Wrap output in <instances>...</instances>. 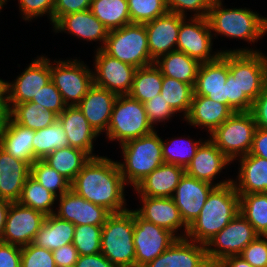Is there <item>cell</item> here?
Returning <instances> with one entry per match:
<instances>
[{
    "label": "cell",
    "instance_id": "obj_1",
    "mask_svg": "<svg viewBox=\"0 0 267 267\" xmlns=\"http://www.w3.org/2000/svg\"><path fill=\"white\" fill-rule=\"evenodd\" d=\"M117 159L104 156L91 157L71 183V189L79 196L110 213H119L130 208L127 204V189ZM130 205V206H129Z\"/></svg>",
    "mask_w": 267,
    "mask_h": 267
},
{
    "label": "cell",
    "instance_id": "obj_2",
    "mask_svg": "<svg viewBox=\"0 0 267 267\" xmlns=\"http://www.w3.org/2000/svg\"><path fill=\"white\" fill-rule=\"evenodd\" d=\"M224 0H214L208 13V21L211 27L213 39L241 40L244 47L229 48V52H258V42L267 37V15H261L255 9L249 7L230 6L228 8ZM227 6V7H226ZM219 37V38H218ZM264 38V39H263ZM256 44V45H255ZM250 45V46H249ZM252 45V47H251Z\"/></svg>",
    "mask_w": 267,
    "mask_h": 267
},
{
    "label": "cell",
    "instance_id": "obj_3",
    "mask_svg": "<svg viewBox=\"0 0 267 267\" xmlns=\"http://www.w3.org/2000/svg\"><path fill=\"white\" fill-rule=\"evenodd\" d=\"M239 213V194L233 183L215 187L199 216L189 225L186 238L206 245Z\"/></svg>",
    "mask_w": 267,
    "mask_h": 267
},
{
    "label": "cell",
    "instance_id": "obj_4",
    "mask_svg": "<svg viewBox=\"0 0 267 267\" xmlns=\"http://www.w3.org/2000/svg\"><path fill=\"white\" fill-rule=\"evenodd\" d=\"M158 132L159 129L116 147L121 149L119 155L122 159L117 160V163L122 177L130 189L164 163L162 135L160 136Z\"/></svg>",
    "mask_w": 267,
    "mask_h": 267
},
{
    "label": "cell",
    "instance_id": "obj_5",
    "mask_svg": "<svg viewBox=\"0 0 267 267\" xmlns=\"http://www.w3.org/2000/svg\"><path fill=\"white\" fill-rule=\"evenodd\" d=\"M228 68L239 86L240 112H250L267 81L266 51L228 52Z\"/></svg>",
    "mask_w": 267,
    "mask_h": 267
},
{
    "label": "cell",
    "instance_id": "obj_6",
    "mask_svg": "<svg viewBox=\"0 0 267 267\" xmlns=\"http://www.w3.org/2000/svg\"><path fill=\"white\" fill-rule=\"evenodd\" d=\"M134 210L111 213L102 226L101 253L117 267H135Z\"/></svg>",
    "mask_w": 267,
    "mask_h": 267
},
{
    "label": "cell",
    "instance_id": "obj_7",
    "mask_svg": "<svg viewBox=\"0 0 267 267\" xmlns=\"http://www.w3.org/2000/svg\"><path fill=\"white\" fill-rule=\"evenodd\" d=\"M155 130L149 122L143 103L129 95H118L104 142H115L114 144L119 146L131 139L151 134Z\"/></svg>",
    "mask_w": 267,
    "mask_h": 267
},
{
    "label": "cell",
    "instance_id": "obj_8",
    "mask_svg": "<svg viewBox=\"0 0 267 267\" xmlns=\"http://www.w3.org/2000/svg\"><path fill=\"white\" fill-rule=\"evenodd\" d=\"M78 57L50 58L51 81L67 106H77L94 85L93 69Z\"/></svg>",
    "mask_w": 267,
    "mask_h": 267
},
{
    "label": "cell",
    "instance_id": "obj_9",
    "mask_svg": "<svg viewBox=\"0 0 267 267\" xmlns=\"http://www.w3.org/2000/svg\"><path fill=\"white\" fill-rule=\"evenodd\" d=\"M103 50L108 55L136 68L146 67L155 63L150 56L144 24L131 23L121 28L110 30Z\"/></svg>",
    "mask_w": 267,
    "mask_h": 267
},
{
    "label": "cell",
    "instance_id": "obj_10",
    "mask_svg": "<svg viewBox=\"0 0 267 267\" xmlns=\"http://www.w3.org/2000/svg\"><path fill=\"white\" fill-rule=\"evenodd\" d=\"M257 125L250 112L233 113L208 138L232 162L249 154Z\"/></svg>",
    "mask_w": 267,
    "mask_h": 267
},
{
    "label": "cell",
    "instance_id": "obj_11",
    "mask_svg": "<svg viewBox=\"0 0 267 267\" xmlns=\"http://www.w3.org/2000/svg\"><path fill=\"white\" fill-rule=\"evenodd\" d=\"M48 56L44 53L37 55L12 80H2V91L8 104L30 102L51 81Z\"/></svg>",
    "mask_w": 267,
    "mask_h": 267
},
{
    "label": "cell",
    "instance_id": "obj_12",
    "mask_svg": "<svg viewBox=\"0 0 267 267\" xmlns=\"http://www.w3.org/2000/svg\"><path fill=\"white\" fill-rule=\"evenodd\" d=\"M214 41L207 17H184L180 25L176 50L184 52L200 63L212 62L221 53L229 52L227 47L214 49L216 44Z\"/></svg>",
    "mask_w": 267,
    "mask_h": 267
},
{
    "label": "cell",
    "instance_id": "obj_13",
    "mask_svg": "<svg viewBox=\"0 0 267 267\" xmlns=\"http://www.w3.org/2000/svg\"><path fill=\"white\" fill-rule=\"evenodd\" d=\"M257 236L253 226L239 212L205 245L208 260L219 263L226 257L240 255Z\"/></svg>",
    "mask_w": 267,
    "mask_h": 267
},
{
    "label": "cell",
    "instance_id": "obj_14",
    "mask_svg": "<svg viewBox=\"0 0 267 267\" xmlns=\"http://www.w3.org/2000/svg\"><path fill=\"white\" fill-rule=\"evenodd\" d=\"M92 69L94 85L118 95H128L136 67L108 55L103 49L94 50Z\"/></svg>",
    "mask_w": 267,
    "mask_h": 267
},
{
    "label": "cell",
    "instance_id": "obj_15",
    "mask_svg": "<svg viewBox=\"0 0 267 267\" xmlns=\"http://www.w3.org/2000/svg\"><path fill=\"white\" fill-rule=\"evenodd\" d=\"M176 239L172 232L144 220L134 211L135 267H143L156 259Z\"/></svg>",
    "mask_w": 267,
    "mask_h": 267
},
{
    "label": "cell",
    "instance_id": "obj_16",
    "mask_svg": "<svg viewBox=\"0 0 267 267\" xmlns=\"http://www.w3.org/2000/svg\"><path fill=\"white\" fill-rule=\"evenodd\" d=\"M230 166L232 167V162L209 138H207L199 146L196 155L193 157L190 164L185 168V173L188 176L208 182L218 187L232 182L233 176H229L227 173V169L231 168ZM223 170H226V172ZM221 175H223V178L219 180Z\"/></svg>",
    "mask_w": 267,
    "mask_h": 267
},
{
    "label": "cell",
    "instance_id": "obj_17",
    "mask_svg": "<svg viewBox=\"0 0 267 267\" xmlns=\"http://www.w3.org/2000/svg\"><path fill=\"white\" fill-rule=\"evenodd\" d=\"M139 201L132 208L141 218L172 232L177 238H185L188 226L172 198L135 196Z\"/></svg>",
    "mask_w": 267,
    "mask_h": 267
},
{
    "label": "cell",
    "instance_id": "obj_18",
    "mask_svg": "<svg viewBox=\"0 0 267 267\" xmlns=\"http://www.w3.org/2000/svg\"><path fill=\"white\" fill-rule=\"evenodd\" d=\"M50 28L54 35L64 33L82 43L90 42L93 45L95 42V50L103 49L109 32L90 9L64 15Z\"/></svg>",
    "mask_w": 267,
    "mask_h": 267
},
{
    "label": "cell",
    "instance_id": "obj_19",
    "mask_svg": "<svg viewBox=\"0 0 267 267\" xmlns=\"http://www.w3.org/2000/svg\"><path fill=\"white\" fill-rule=\"evenodd\" d=\"M45 217L42 212L11 202L1 241L20 247L29 245Z\"/></svg>",
    "mask_w": 267,
    "mask_h": 267
},
{
    "label": "cell",
    "instance_id": "obj_20",
    "mask_svg": "<svg viewBox=\"0 0 267 267\" xmlns=\"http://www.w3.org/2000/svg\"><path fill=\"white\" fill-rule=\"evenodd\" d=\"M54 214L75 226L85 224L103 226L111 213L104 207L87 201L70 189L57 198Z\"/></svg>",
    "mask_w": 267,
    "mask_h": 267
},
{
    "label": "cell",
    "instance_id": "obj_21",
    "mask_svg": "<svg viewBox=\"0 0 267 267\" xmlns=\"http://www.w3.org/2000/svg\"><path fill=\"white\" fill-rule=\"evenodd\" d=\"M215 187L208 182L188 176L186 173L180 178L171 198L188 227L199 216L207 197Z\"/></svg>",
    "mask_w": 267,
    "mask_h": 267
},
{
    "label": "cell",
    "instance_id": "obj_22",
    "mask_svg": "<svg viewBox=\"0 0 267 267\" xmlns=\"http://www.w3.org/2000/svg\"><path fill=\"white\" fill-rule=\"evenodd\" d=\"M228 73V52L221 53L215 61L201 63L194 86V95L205 96L214 102L227 105L225 83Z\"/></svg>",
    "mask_w": 267,
    "mask_h": 267
},
{
    "label": "cell",
    "instance_id": "obj_23",
    "mask_svg": "<svg viewBox=\"0 0 267 267\" xmlns=\"http://www.w3.org/2000/svg\"><path fill=\"white\" fill-rule=\"evenodd\" d=\"M184 17L167 12L144 24L148 37L151 58L156 61L160 56L176 50L181 21Z\"/></svg>",
    "mask_w": 267,
    "mask_h": 267
},
{
    "label": "cell",
    "instance_id": "obj_24",
    "mask_svg": "<svg viewBox=\"0 0 267 267\" xmlns=\"http://www.w3.org/2000/svg\"><path fill=\"white\" fill-rule=\"evenodd\" d=\"M208 262L206 246L185 237L143 267H204Z\"/></svg>",
    "mask_w": 267,
    "mask_h": 267
},
{
    "label": "cell",
    "instance_id": "obj_25",
    "mask_svg": "<svg viewBox=\"0 0 267 267\" xmlns=\"http://www.w3.org/2000/svg\"><path fill=\"white\" fill-rule=\"evenodd\" d=\"M58 120L63 125L69 146L81 149L87 152L91 157L101 155L99 152L96 154L95 146L98 144L97 138L102 137L94 131L77 106H67L65 110L58 115Z\"/></svg>",
    "mask_w": 267,
    "mask_h": 267
},
{
    "label": "cell",
    "instance_id": "obj_26",
    "mask_svg": "<svg viewBox=\"0 0 267 267\" xmlns=\"http://www.w3.org/2000/svg\"><path fill=\"white\" fill-rule=\"evenodd\" d=\"M117 95L93 85L82 98L77 107L99 135H105Z\"/></svg>",
    "mask_w": 267,
    "mask_h": 267
},
{
    "label": "cell",
    "instance_id": "obj_27",
    "mask_svg": "<svg viewBox=\"0 0 267 267\" xmlns=\"http://www.w3.org/2000/svg\"><path fill=\"white\" fill-rule=\"evenodd\" d=\"M233 113L225 104L214 102L205 96L193 95L189 112L183 121L190 128L202 129L201 131L208 137Z\"/></svg>",
    "mask_w": 267,
    "mask_h": 267
},
{
    "label": "cell",
    "instance_id": "obj_28",
    "mask_svg": "<svg viewBox=\"0 0 267 267\" xmlns=\"http://www.w3.org/2000/svg\"><path fill=\"white\" fill-rule=\"evenodd\" d=\"M234 162L238 168L232 183L238 194L267 193V159L247 154Z\"/></svg>",
    "mask_w": 267,
    "mask_h": 267
},
{
    "label": "cell",
    "instance_id": "obj_29",
    "mask_svg": "<svg viewBox=\"0 0 267 267\" xmlns=\"http://www.w3.org/2000/svg\"><path fill=\"white\" fill-rule=\"evenodd\" d=\"M184 173L183 167L163 163L132 189L133 194L135 196L171 198Z\"/></svg>",
    "mask_w": 267,
    "mask_h": 267
},
{
    "label": "cell",
    "instance_id": "obj_30",
    "mask_svg": "<svg viewBox=\"0 0 267 267\" xmlns=\"http://www.w3.org/2000/svg\"><path fill=\"white\" fill-rule=\"evenodd\" d=\"M30 175V165L16 159L0 146V198L17 202Z\"/></svg>",
    "mask_w": 267,
    "mask_h": 267
},
{
    "label": "cell",
    "instance_id": "obj_31",
    "mask_svg": "<svg viewBox=\"0 0 267 267\" xmlns=\"http://www.w3.org/2000/svg\"><path fill=\"white\" fill-rule=\"evenodd\" d=\"M35 131L15 123L10 117L0 137V146L16 159L26 161L30 166L34 157L32 141Z\"/></svg>",
    "mask_w": 267,
    "mask_h": 267
},
{
    "label": "cell",
    "instance_id": "obj_32",
    "mask_svg": "<svg viewBox=\"0 0 267 267\" xmlns=\"http://www.w3.org/2000/svg\"><path fill=\"white\" fill-rule=\"evenodd\" d=\"M75 225L61 219L55 214L45 217L40 230L35 235L32 244L50 251L73 243Z\"/></svg>",
    "mask_w": 267,
    "mask_h": 267
},
{
    "label": "cell",
    "instance_id": "obj_33",
    "mask_svg": "<svg viewBox=\"0 0 267 267\" xmlns=\"http://www.w3.org/2000/svg\"><path fill=\"white\" fill-rule=\"evenodd\" d=\"M163 76L195 86L201 63L181 51H172L160 56L154 63Z\"/></svg>",
    "mask_w": 267,
    "mask_h": 267
},
{
    "label": "cell",
    "instance_id": "obj_34",
    "mask_svg": "<svg viewBox=\"0 0 267 267\" xmlns=\"http://www.w3.org/2000/svg\"><path fill=\"white\" fill-rule=\"evenodd\" d=\"M162 137V154L164 163L175 164L184 169L190 164L193 157L196 155L199 146L208 138L197 136L195 139L189 134H182L181 136ZM187 136V137H186ZM198 138V139H197Z\"/></svg>",
    "mask_w": 267,
    "mask_h": 267
},
{
    "label": "cell",
    "instance_id": "obj_35",
    "mask_svg": "<svg viewBox=\"0 0 267 267\" xmlns=\"http://www.w3.org/2000/svg\"><path fill=\"white\" fill-rule=\"evenodd\" d=\"M90 158L87 152L69 146L56 149L42 160L72 183Z\"/></svg>",
    "mask_w": 267,
    "mask_h": 267
},
{
    "label": "cell",
    "instance_id": "obj_36",
    "mask_svg": "<svg viewBox=\"0 0 267 267\" xmlns=\"http://www.w3.org/2000/svg\"><path fill=\"white\" fill-rule=\"evenodd\" d=\"M10 118L17 124L34 131L43 129L58 120V115L43 106L25 102L20 104H8Z\"/></svg>",
    "mask_w": 267,
    "mask_h": 267
},
{
    "label": "cell",
    "instance_id": "obj_37",
    "mask_svg": "<svg viewBox=\"0 0 267 267\" xmlns=\"http://www.w3.org/2000/svg\"><path fill=\"white\" fill-rule=\"evenodd\" d=\"M90 10L109 31L131 24L127 0H92Z\"/></svg>",
    "mask_w": 267,
    "mask_h": 267
},
{
    "label": "cell",
    "instance_id": "obj_38",
    "mask_svg": "<svg viewBox=\"0 0 267 267\" xmlns=\"http://www.w3.org/2000/svg\"><path fill=\"white\" fill-rule=\"evenodd\" d=\"M162 80V72L155 64L137 68L128 95L144 103L161 93Z\"/></svg>",
    "mask_w": 267,
    "mask_h": 267
},
{
    "label": "cell",
    "instance_id": "obj_39",
    "mask_svg": "<svg viewBox=\"0 0 267 267\" xmlns=\"http://www.w3.org/2000/svg\"><path fill=\"white\" fill-rule=\"evenodd\" d=\"M17 202L48 216L55 213L57 197L29 175Z\"/></svg>",
    "mask_w": 267,
    "mask_h": 267
},
{
    "label": "cell",
    "instance_id": "obj_40",
    "mask_svg": "<svg viewBox=\"0 0 267 267\" xmlns=\"http://www.w3.org/2000/svg\"><path fill=\"white\" fill-rule=\"evenodd\" d=\"M239 212L258 235L267 236V193L239 194Z\"/></svg>",
    "mask_w": 267,
    "mask_h": 267
},
{
    "label": "cell",
    "instance_id": "obj_41",
    "mask_svg": "<svg viewBox=\"0 0 267 267\" xmlns=\"http://www.w3.org/2000/svg\"><path fill=\"white\" fill-rule=\"evenodd\" d=\"M160 94L179 115V120L182 118V121L189 112L194 95V87L174 78L163 76Z\"/></svg>",
    "mask_w": 267,
    "mask_h": 267
},
{
    "label": "cell",
    "instance_id": "obj_42",
    "mask_svg": "<svg viewBox=\"0 0 267 267\" xmlns=\"http://www.w3.org/2000/svg\"><path fill=\"white\" fill-rule=\"evenodd\" d=\"M32 145L34 157L37 160L44 159L56 149L69 147L68 138L59 120L50 126L36 130Z\"/></svg>",
    "mask_w": 267,
    "mask_h": 267
},
{
    "label": "cell",
    "instance_id": "obj_43",
    "mask_svg": "<svg viewBox=\"0 0 267 267\" xmlns=\"http://www.w3.org/2000/svg\"><path fill=\"white\" fill-rule=\"evenodd\" d=\"M30 175L57 198L71 189V183L43 160L33 162Z\"/></svg>",
    "mask_w": 267,
    "mask_h": 267
},
{
    "label": "cell",
    "instance_id": "obj_44",
    "mask_svg": "<svg viewBox=\"0 0 267 267\" xmlns=\"http://www.w3.org/2000/svg\"><path fill=\"white\" fill-rule=\"evenodd\" d=\"M102 226L77 225L74 230L73 245L79 256L101 252Z\"/></svg>",
    "mask_w": 267,
    "mask_h": 267
},
{
    "label": "cell",
    "instance_id": "obj_45",
    "mask_svg": "<svg viewBox=\"0 0 267 267\" xmlns=\"http://www.w3.org/2000/svg\"><path fill=\"white\" fill-rule=\"evenodd\" d=\"M131 23L146 24L168 12L166 0H127Z\"/></svg>",
    "mask_w": 267,
    "mask_h": 267
},
{
    "label": "cell",
    "instance_id": "obj_46",
    "mask_svg": "<svg viewBox=\"0 0 267 267\" xmlns=\"http://www.w3.org/2000/svg\"><path fill=\"white\" fill-rule=\"evenodd\" d=\"M11 0H5L6 5ZM18 12L25 23L37 21L44 16L53 26L54 0H17Z\"/></svg>",
    "mask_w": 267,
    "mask_h": 267
},
{
    "label": "cell",
    "instance_id": "obj_47",
    "mask_svg": "<svg viewBox=\"0 0 267 267\" xmlns=\"http://www.w3.org/2000/svg\"><path fill=\"white\" fill-rule=\"evenodd\" d=\"M149 122L157 130L159 125L161 128L170 123L175 116L179 115L171 108L169 104L164 100L161 94L155 96L153 99L147 100L143 103ZM170 120V121H169Z\"/></svg>",
    "mask_w": 267,
    "mask_h": 267
},
{
    "label": "cell",
    "instance_id": "obj_48",
    "mask_svg": "<svg viewBox=\"0 0 267 267\" xmlns=\"http://www.w3.org/2000/svg\"><path fill=\"white\" fill-rule=\"evenodd\" d=\"M214 0H166L168 12L176 13L183 17H207ZM190 14H189V13Z\"/></svg>",
    "mask_w": 267,
    "mask_h": 267
},
{
    "label": "cell",
    "instance_id": "obj_49",
    "mask_svg": "<svg viewBox=\"0 0 267 267\" xmlns=\"http://www.w3.org/2000/svg\"><path fill=\"white\" fill-rule=\"evenodd\" d=\"M21 267H56L52 251L30 243L21 247Z\"/></svg>",
    "mask_w": 267,
    "mask_h": 267
},
{
    "label": "cell",
    "instance_id": "obj_50",
    "mask_svg": "<svg viewBox=\"0 0 267 267\" xmlns=\"http://www.w3.org/2000/svg\"><path fill=\"white\" fill-rule=\"evenodd\" d=\"M30 102L39 104L47 110H52L57 115H60L67 107L61 93L52 81L42 87Z\"/></svg>",
    "mask_w": 267,
    "mask_h": 267
},
{
    "label": "cell",
    "instance_id": "obj_51",
    "mask_svg": "<svg viewBox=\"0 0 267 267\" xmlns=\"http://www.w3.org/2000/svg\"><path fill=\"white\" fill-rule=\"evenodd\" d=\"M240 256L253 267H267V236L258 235Z\"/></svg>",
    "mask_w": 267,
    "mask_h": 267
},
{
    "label": "cell",
    "instance_id": "obj_52",
    "mask_svg": "<svg viewBox=\"0 0 267 267\" xmlns=\"http://www.w3.org/2000/svg\"><path fill=\"white\" fill-rule=\"evenodd\" d=\"M92 0H54L53 25L64 15L89 10Z\"/></svg>",
    "mask_w": 267,
    "mask_h": 267
},
{
    "label": "cell",
    "instance_id": "obj_53",
    "mask_svg": "<svg viewBox=\"0 0 267 267\" xmlns=\"http://www.w3.org/2000/svg\"><path fill=\"white\" fill-rule=\"evenodd\" d=\"M250 113L257 127L267 130V81L261 94L252 102Z\"/></svg>",
    "mask_w": 267,
    "mask_h": 267
},
{
    "label": "cell",
    "instance_id": "obj_54",
    "mask_svg": "<svg viewBox=\"0 0 267 267\" xmlns=\"http://www.w3.org/2000/svg\"><path fill=\"white\" fill-rule=\"evenodd\" d=\"M0 267H21V247L0 241Z\"/></svg>",
    "mask_w": 267,
    "mask_h": 267
},
{
    "label": "cell",
    "instance_id": "obj_55",
    "mask_svg": "<svg viewBox=\"0 0 267 267\" xmlns=\"http://www.w3.org/2000/svg\"><path fill=\"white\" fill-rule=\"evenodd\" d=\"M53 258L56 267H75L79 254L72 243L53 250Z\"/></svg>",
    "mask_w": 267,
    "mask_h": 267
},
{
    "label": "cell",
    "instance_id": "obj_56",
    "mask_svg": "<svg viewBox=\"0 0 267 267\" xmlns=\"http://www.w3.org/2000/svg\"><path fill=\"white\" fill-rule=\"evenodd\" d=\"M227 91V106L234 112H240V90L237 81L229 72L225 83Z\"/></svg>",
    "mask_w": 267,
    "mask_h": 267
},
{
    "label": "cell",
    "instance_id": "obj_57",
    "mask_svg": "<svg viewBox=\"0 0 267 267\" xmlns=\"http://www.w3.org/2000/svg\"><path fill=\"white\" fill-rule=\"evenodd\" d=\"M75 267H117L112 264L101 252L79 256Z\"/></svg>",
    "mask_w": 267,
    "mask_h": 267
},
{
    "label": "cell",
    "instance_id": "obj_58",
    "mask_svg": "<svg viewBox=\"0 0 267 267\" xmlns=\"http://www.w3.org/2000/svg\"><path fill=\"white\" fill-rule=\"evenodd\" d=\"M249 154L267 159V130L257 127Z\"/></svg>",
    "mask_w": 267,
    "mask_h": 267
},
{
    "label": "cell",
    "instance_id": "obj_59",
    "mask_svg": "<svg viewBox=\"0 0 267 267\" xmlns=\"http://www.w3.org/2000/svg\"><path fill=\"white\" fill-rule=\"evenodd\" d=\"M218 266L219 267H253L250 263L245 261L240 255L226 257L218 263Z\"/></svg>",
    "mask_w": 267,
    "mask_h": 267
},
{
    "label": "cell",
    "instance_id": "obj_60",
    "mask_svg": "<svg viewBox=\"0 0 267 267\" xmlns=\"http://www.w3.org/2000/svg\"><path fill=\"white\" fill-rule=\"evenodd\" d=\"M9 115V107L6 101L5 95L3 91L0 93V137L4 132L6 123L8 121Z\"/></svg>",
    "mask_w": 267,
    "mask_h": 267
},
{
    "label": "cell",
    "instance_id": "obj_61",
    "mask_svg": "<svg viewBox=\"0 0 267 267\" xmlns=\"http://www.w3.org/2000/svg\"><path fill=\"white\" fill-rule=\"evenodd\" d=\"M11 205V201L0 198V241L2 239L6 218Z\"/></svg>",
    "mask_w": 267,
    "mask_h": 267
},
{
    "label": "cell",
    "instance_id": "obj_62",
    "mask_svg": "<svg viewBox=\"0 0 267 267\" xmlns=\"http://www.w3.org/2000/svg\"><path fill=\"white\" fill-rule=\"evenodd\" d=\"M204 267H219L218 263L208 262Z\"/></svg>",
    "mask_w": 267,
    "mask_h": 267
},
{
    "label": "cell",
    "instance_id": "obj_63",
    "mask_svg": "<svg viewBox=\"0 0 267 267\" xmlns=\"http://www.w3.org/2000/svg\"><path fill=\"white\" fill-rule=\"evenodd\" d=\"M5 6H6L5 0H0V13L2 12V10H4Z\"/></svg>",
    "mask_w": 267,
    "mask_h": 267
},
{
    "label": "cell",
    "instance_id": "obj_64",
    "mask_svg": "<svg viewBox=\"0 0 267 267\" xmlns=\"http://www.w3.org/2000/svg\"><path fill=\"white\" fill-rule=\"evenodd\" d=\"M2 78L0 77V93L2 92Z\"/></svg>",
    "mask_w": 267,
    "mask_h": 267
}]
</instances>
